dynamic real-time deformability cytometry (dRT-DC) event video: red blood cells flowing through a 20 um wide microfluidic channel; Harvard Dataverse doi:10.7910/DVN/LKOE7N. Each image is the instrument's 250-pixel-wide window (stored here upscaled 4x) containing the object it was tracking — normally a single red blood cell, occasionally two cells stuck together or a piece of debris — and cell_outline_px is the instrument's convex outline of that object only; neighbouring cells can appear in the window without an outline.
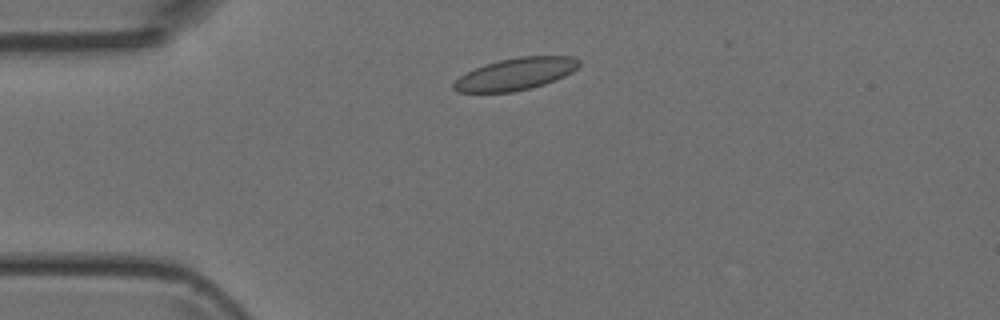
{"species": "Egyptian fruit bat (a non-hibernating species)", "species_latin": "Rousettus aegyptiacus", "temperature_condition": "room temperature", "stored_images_in_passage": 4, "camera_frame_rate_fps": 3000, "um_per_image_px": 0.085, "animal": {"sex": "female"}, "frame": {"image": 1, "passage_image": 2, "time_ms": 1.0, "image_size_px": [1000, 320], "cell_outline_px": [[580, 64], [572, 72], [556, 80], [532, 88], [512, 92], [456, 92], [452, 88], [452, 84], [460, 76], [484, 64], [500, 60], [520, 56], [572, 56], [580, 60]], "centroid_in_image_um": [43.84, 6.29], "position_along_channel_um": 41.2, "area_um2": 23.41}}